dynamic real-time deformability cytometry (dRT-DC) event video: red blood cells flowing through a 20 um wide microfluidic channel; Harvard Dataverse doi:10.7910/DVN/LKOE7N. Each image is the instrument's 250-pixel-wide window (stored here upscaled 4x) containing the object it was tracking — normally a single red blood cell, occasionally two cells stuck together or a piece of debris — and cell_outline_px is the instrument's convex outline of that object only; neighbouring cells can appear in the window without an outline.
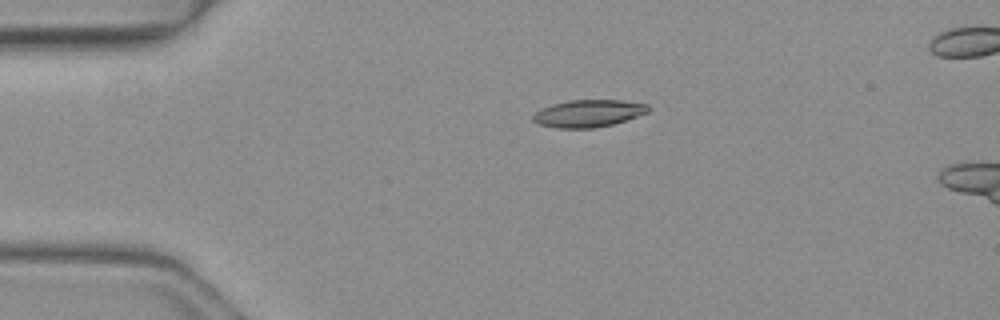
{"species": "common noctule bat (a hibernating species)", "species_latin": "Nyctalus noctula", "temperature_condition": "warm", "stored_images_in_passage": 41, "camera_frame_rate_fps": 3000, "um_per_image_px": 0.085, "animal": {"sex": "female", "body_mass_g": 19.3, "forearm_length_mm": 54.1}, "frame": {"image": 1, "passage_image": 1, "time_ms": 0.0, "image_size_px": [1000, 320], "cell_outline_px": [[648, 112], [612, 124], [596, 128], [556, 128], [540, 124], [532, 120], [532, 116], [540, 108], [552, 104], [568, 100], [620, 100], [648, 104]], "centroid_in_image_um": [49.97, 9.63], "position_along_channel_um": 35.0, "area_um2": 18.21}}
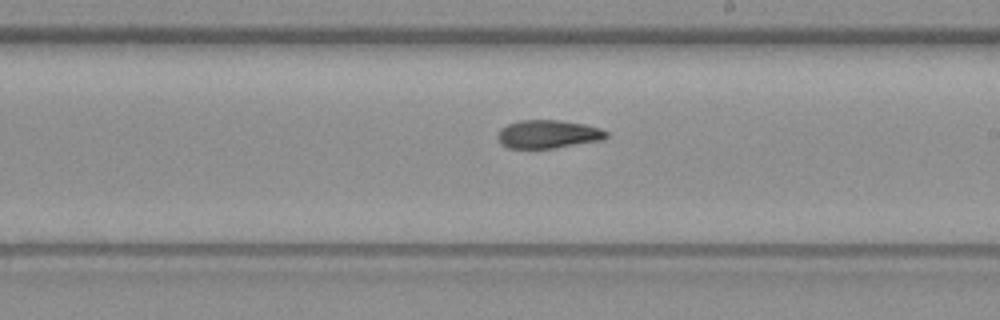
{"frame": {"image": 2, "passage_image": 19, "time_ms": 6.0, "image_size_px": [1000, 320], "cell_outline_px": [[608, 136], [604, 140], [552, 148], [508, 148], [496, 136], [500, 128], [508, 124], [520, 120], [560, 120], [584, 124], [600, 128], [608, 132]], "centroid_in_image_um": [46.61, 11.39], "position_along_channel_um": 242.4, "area_um2": 17.86}}
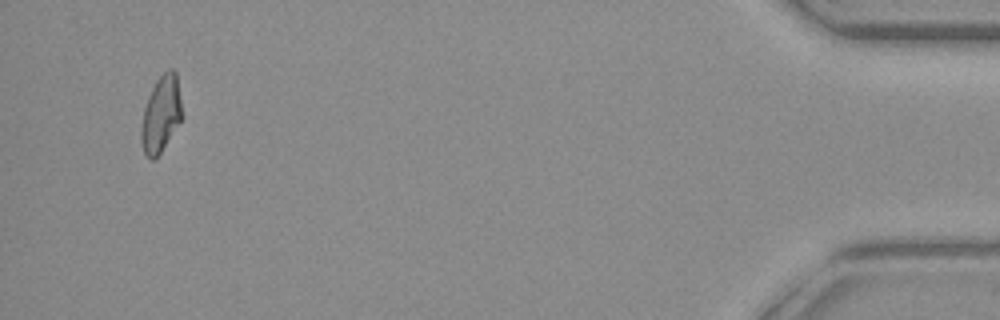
{"frame": {"image": 3, "passage_image": 38, "time_ms": 12.333, "image_size_px": [1000, 320], "cell_outline_px": [[184, 116], [160, 152], [152, 160], [144, 152], [140, 140], [140, 128], [144, 108], [148, 96], [156, 80], [168, 68], [172, 68], [176, 72]], "centroid_in_image_um": [13.69, 9.66], "position_along_channel_um": 421.5, "area_um2": 18.21}, "authors_computed_cell_mechanics": {"area_um2": 18.1492, "velocity_mm_per_s": 4.1464, "shape_relaxation_time_tau1_ms": 10.0027, "shape_relaxation_time_tau2_ms": 2.998, "deformation_change_tau1": 0.2579, "deformation_change_tau2": 0.1005}}